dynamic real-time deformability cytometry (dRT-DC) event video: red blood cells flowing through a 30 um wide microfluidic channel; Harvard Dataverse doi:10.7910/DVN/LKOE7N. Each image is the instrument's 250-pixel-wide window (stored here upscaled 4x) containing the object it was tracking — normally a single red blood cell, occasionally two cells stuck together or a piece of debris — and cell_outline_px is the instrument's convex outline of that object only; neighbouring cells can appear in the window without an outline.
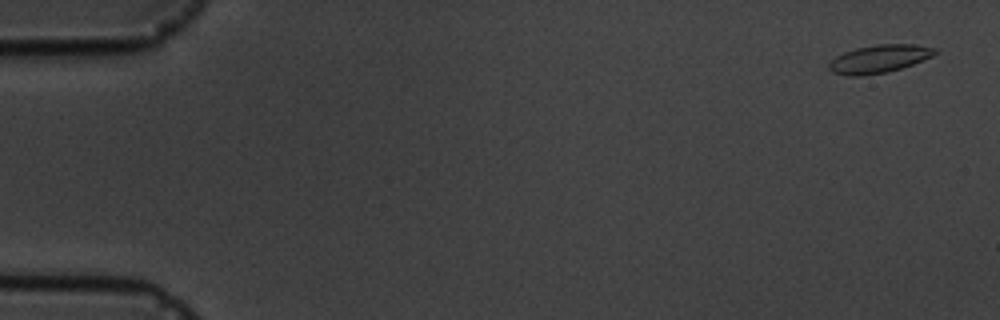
{"species": "common noctule bat (a hibernating species)", "species_latin": "Nyctalus noctula", "temperature_condition": "cold", "stored_images_in_passage": 5, "camera_frame_rate_fps": 3000, "um_per_image_px": 0.085, "animal": {"sex": "male", "body_mass_g": 19.5, "forearm_length_mm": 54.6}, "frame": {"image": 1, "passage_image": 1, "time_ms": 0.0, "image_size_px": [1000, 320], "cell_outline_px": [[940, 52], [932, 56], [912, 64], [888, 72], [860, 76], [848, 76], [832, 72], [828, 68], [828, 64], [836, 56], [844, 52], [856, 48], [876, 44], [912, 44], [936, 48]], "centroid_in_image_um": [74.72, 5.0], "position_along_channel_um": 10.3, "area_um2": 17.28}}